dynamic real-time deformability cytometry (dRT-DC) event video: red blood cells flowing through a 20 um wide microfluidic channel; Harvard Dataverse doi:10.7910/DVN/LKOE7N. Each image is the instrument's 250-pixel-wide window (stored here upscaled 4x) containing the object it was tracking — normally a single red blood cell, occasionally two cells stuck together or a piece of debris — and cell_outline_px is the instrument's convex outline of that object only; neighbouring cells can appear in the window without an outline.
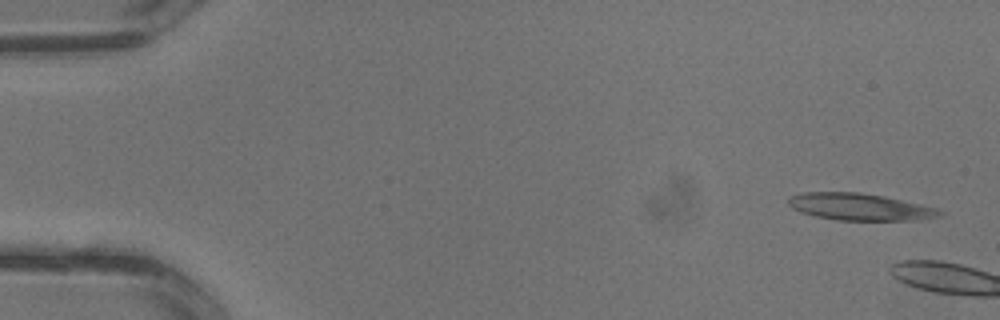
{"species": "common noctule bat (a hibernating species)", "species_latin": "Nyctalus noctula", "temperature_condition": "warm", "stored_images_in_passage": 3, "camera_frame_rate_fps": 3000, "um_per_image_px": 0.085, "animal": {"sex": "male", "body_mass_g": 13.3}, "frame": {"image": 1, "passage_image": 1, "time_ms": 0.0, "image_size_px": [1000, 320], "cell_outline_px": [[944, 212], [940, 216], [916, 220], [836, 220], [816, 216], [800, 212], [792, 208], [788, 204], [788, 196], [804, 192], [860, 192], [884, 196], [920, 204], [936, 208]], "centroid_in_image_um": [73.05, 17.58], "position_along_channel_um": 12.0, "area_um2": 23.76}}